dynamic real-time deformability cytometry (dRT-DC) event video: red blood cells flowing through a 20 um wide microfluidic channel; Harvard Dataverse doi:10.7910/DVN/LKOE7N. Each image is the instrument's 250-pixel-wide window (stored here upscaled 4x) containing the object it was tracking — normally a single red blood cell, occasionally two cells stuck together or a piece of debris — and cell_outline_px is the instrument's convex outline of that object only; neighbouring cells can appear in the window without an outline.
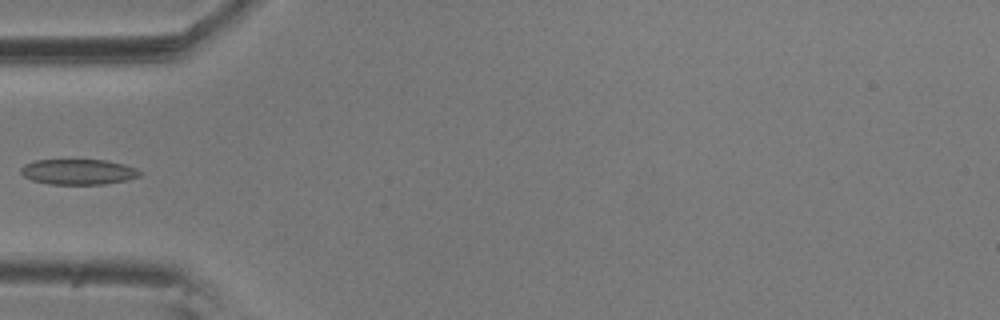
{"species": "common noctule bat (a hibernating species)", "species_latin": "Nyctalus noctula", "temperature_condition": "room temperature", "stored_images_in_passage": 6, "camera_frame_rate_fps": 3000, "um_per_image_px": 0.085, "animal": {"sex": "male", "body_mass_g": 20.5, "forearm_length_mm": 52.5}, "frame": {"image": 1, "passage_image": 5, "time_ms": 1.333, "image_size_px": [1000, 320], "cell_outline_px": [[144, 172], [140, 176], [124, 180], [104, 184], [48, 184], [32, 180], [24, 176], [20, 172], [20, 168], [24, 164], [36, 160], [108, 160], [124, 164], [136, 168]], "centroid_in_image_um": [6.66, 14.6], "position_along_channel_um": 78.3, "area_um2": 17.69}}
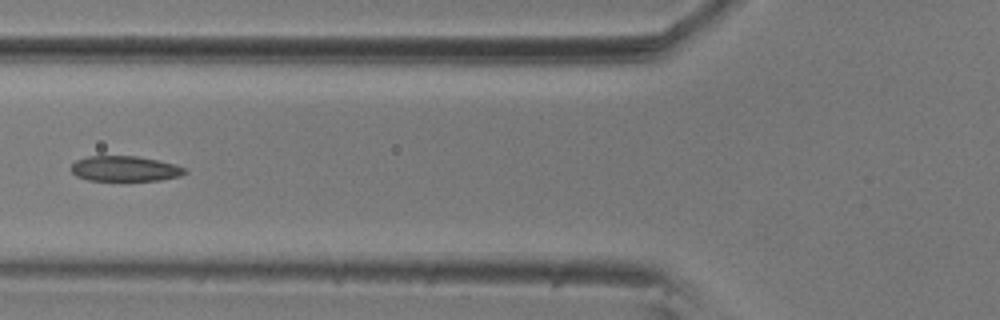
{"frame": {"image": 2, "passage_image": 6, "time_ms": 1.667, "image_size_px": [1000, 320], "cell_outline_px": [[188, 172], [180, 176], [160, 180], [88, 180], [76, 176], [72, 172], [72, 164], [76, 160], [88, 156], [136, 156], [160, 160], [176, 164], [188, 168]], "centroid_in_image_um": [10.67, 14.33], "position_along_channel_um": 115.1, "area_um2": 16.88}}